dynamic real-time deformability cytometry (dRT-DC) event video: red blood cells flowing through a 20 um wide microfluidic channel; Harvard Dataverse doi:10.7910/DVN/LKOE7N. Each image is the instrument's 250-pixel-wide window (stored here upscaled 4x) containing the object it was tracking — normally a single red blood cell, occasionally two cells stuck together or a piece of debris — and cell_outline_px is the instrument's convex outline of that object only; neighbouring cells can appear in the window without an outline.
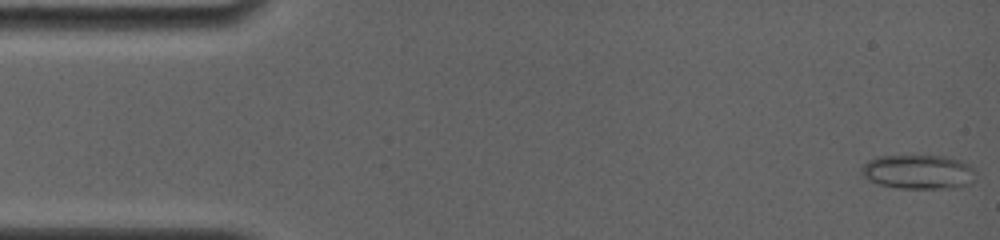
{"species": "common noctule bat (a hibernating species)", "species_latin": "Nyctalus noctula", "temperature_condition": "room temperature", "stored_images_in_passage": 64, "camera_frame_rate_fps": 4000, "um_per_image_px": 0.085, "animal": {"sex": "female", "body_mass_g": 19.0, "forearm_length_mm": 56.7}, "frame": {"image": 1, "passage_image": 1, "time_ms": 0.0, "image_size_px": [1000, 240], "cell_outline_px": [[976, 180], [972, 184], [960, 188], [896, 188], [880, 184], [868, 180], [860, 176], [860, 168], [864, 164], [880, 156], [932, 156], [948, 160], [972, 168], [976, 172]], "centroid_in_image_um": [78.0, 14.66], "position_along_channel_um": 7.0, "area_um2": 22.37}}
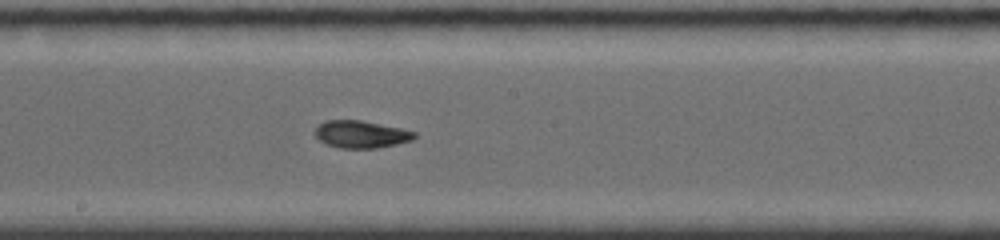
{"frame": {"image": 2, "passage_image": 35, "time_ms": 8.5, "image_size_px": [1000, 240], "cell_outline_px": [[416, 136], [412, 140], [396, 144], [376, 148], [340, 148], [328, 144], [320, 140], [316, 136], [316, 128], [324, 120], [360, 120], [400, 128], [416, 132]], "centroid_in_image_um": [30.7, 11.41], "position_along_channel_um": 217.5, "area_um2": 15.61}}
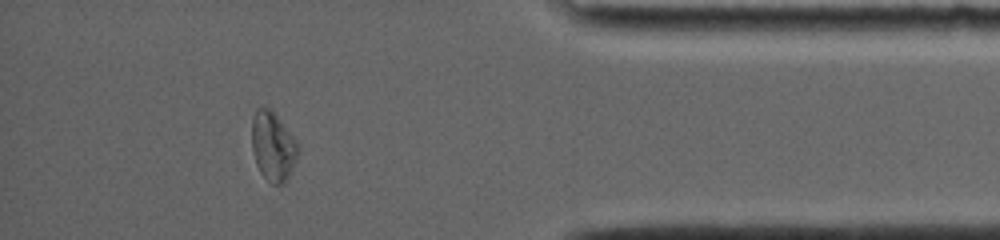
{"frame": {"image": 3, "passage_image": 57, "time_ms": 14.0, "image_size_px": [1000, 240], "cell_outline_px": [[300, 148], [288, 176], [284, 184], [272, 184], [260, 172], [256, 164], [252, 148], [252, 116], [256, 108], [268, 108], [276, 116], [296, 140]], "centroid_in_image_um": [23.18, 12.44], "position_along_channel_um": 412.0, "area_um2": 18.26}, "authors_computed_cell_mechanics": {"area_um2": 16.8198, "velocity_mm_per_s": 3.9272, "shape_relaxation_time_tau1_ms": 6.6812, "shape_relaxation_time_tau2_ms": 1.9404, "deformation_change_tau1": 0.21, "deformation_change_tau2": 0.0549}}